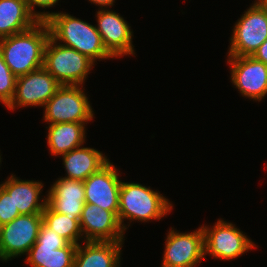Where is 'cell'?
<instances>
[{"label": "cell", "mask_w": 267, "mask_h": 267, "mask_svg": "<svg viewBox=\"0 0 267 267\" xmlns=\"http://www.w3.org/2000/svg\"><path fill=\"white\" fill-rule=\"evenodd\" d=\"M49 38L50 29L46 21H39L24 32L0 38V52L16 77L43 67Z\"/></svg>", "instance_id": "1"}, {"label": "cell", "mask_w": 267, "mask_h": 267, "mask_svg": "<svg viewBox=\"0 0 267 267\" xmlns=\"http://www.w3.org/2000/svg\"><path fill=\"white\" fill-rule=\"evenodd\" d=\"M46 22L56 42L74 48L94 62L115 59L104 47L96 26L66 12H51Z\"/></svg>", "instance_id": "2"}, {"label": "cell", "mask_w": 267, "mask_h": 267, "mask_svg": "<svg viewBox=\"0 0 267 267\" xmlns=\"http://www.w3.org/2000/svg\"><path fill=\"white\" fill-rule=\"evenodd\" d=\"M159 191L140 183L121 181L119 191L118 219L124 231L131 222H149L166 217L173 209V204ZM129 220V224H124Z\"/></svg>", "instance_id": "3"}, {"label": "cell", "mask_w": 267, "mask_h": 267, "mask_svg": "<svg viewBox=\"0 0 267 267\" xmlns=\"http://www.w3.org/2000/svg\"><path fill=\"white\" fill-rule=\"evenodd\" d=\"M96 64L74 48L56 42L51 36L44 50L43 67L60 85H83Z\"/></svg>", "instance_id": "4"}, {"label": "cell", "mask_w": 267, "mask_h": 267, "mask_svg": "<svg viewBox=\"0 0 267 267\" xmlns=\"http://www.w3.org/2000/svg\"><path fill=\"white\" fill-rule=\"evenodd\" d=\"M88 99L83 85H61L45 103L43 119L47 124L88 123L94 118Z\"/></svg>", "instance_id": "5"}, {"label": "cell", "mask_w": 267, "mask_h": 267, "mask_svg": "<svg viewBox=\"0 0 267 267\" xmlns=\"http://www.w3.org/2000/svg\"><path fill=\"white\" fill-rule=\"evenodd\" d=\"M204 232V256L220 260H234L258 246L232 222L221 218L213 226L201 225Z\"/></svg>", "instance_id": "6"}, {"label": "cell", "mask_w": 267, "mask_h": 267, "mask_svg": "<svg viewBox=\"0 0 267 267\" xmlns=\"http://www.w3.org/2000/svg\"><path fill=\"white\" fill-rule=\"evenodd\" d=\"M235 22L228 56H252L267 40V11L255 1Z\"/></svg>", "instance_id": "7"}, {"label": "cell", "mask_w": 267, "mask_h": 267, "mask_svg": "<svg viewBox=\"0 0 267 267\" xmlns=\"http://www.w3.org/2000/svg\"><path fill=\"white\" fill-rule=\"evenodd\" d=\"M42 214L19 215L11 222L0 227V261L27 255L37 241Z\"/></svg>", "instance_id": "8"}, {"label": "cell", "mask_w": 267, "mask_h": 267, "mask_svg": "<svg viewBox=\"0 0 267 267\" xmlns=\"http://www.w3.org/2000/svg\"><path fill=\"white\" fill-rule=\"evenodd\" d=\"M165 241L161 267H196L205 260L202 226L185 233L171 227Z\"/></svg>", "instance_id": "9"}, {"label": "cell", "mask_w": 267, "mask_h": 267, "mask_svg": "<svg viewBox=\"0 0 267 267\" xmlns=\"http://www.w3.org/2000/svg\"><path fill=\"white\" fill-rule=\"evenodd\" d=\"M230 79L240 95L262 101L267 95V65L252 56H227Z\"/></svg>", "instance_id": "10"}, {"label": "cell", "mask_w": 267, "mask_h": 267, "mask_svg": "<svg viewBox=\"0 0 267 267\" xmlns=\"http://www.w3.org/2000/svg\"><path fill=\"white\" fill-rule=\"evenodd\" d=\"M61 85L44 68L41 67L26 75L17 77L15 93L7 110L21 107H44Z\"/></svg>", "instance_id": "11"}, {"label": "cell", "mask_w": 267, "mask_h": 267, "mask_svg": "<svg viewBox=\"0 0 267 267\" xmlns=\"http://www.w3.org/2000/svg\"><path fill=\"white\" fill-rule=\"evenodd\" d=\"M96 12L97 25L95 26L107 51L118 59L127 55L135 57L132 41L134 35L130 24L123 16L111 9H99Z\"/></svg>", "instance_id": "12"}, {"label": "cell", "mask_w": 267, "mask_h": 267, "mask_svg": "<svg viewBox=\"0 0 267 267\" xmlns=\"http://www.w3.org/2000/svg\"><path fill=\"white\" fill-rule=\"evenodd\" d=\"M84 241L124 242V234L118 216L95 204H84L79 219Z\"/></svg>", "instance_id": "13"}, {"label": "cell", "mask_w": 267, "mask_h": 267, "mask_svg": "<svg viewBox=\"0 0 267 267\" xmlns=\"http://www.w3.org/2000/svg\"><path fill=\"white\" fill-rule=\"evenodd\" d=\"M111 160L84 182L85 203L95 204L118 216L121 178Z\"/></svg>", "instance_id": "14"}, {"label": "cell", "mask_w": 267, "mask_h": 267, "mask_svg": "<svg viewBox=\"0 0 267 267\" xmlns=\"http://www.w3.org/2000/svg\"><path fill=\"white\" fill-rule=\"evenodd\" d=\"M47 204L70 219H80L85 204L84 182L66 177L57 178L47 191Z\"/></svg>", "instance_id": "15"}, {"label": "cell", "mask_w": 267, "mask_h": 267, "mask_svg": "<svg viewBox=\"0 0 267 267\" xmlns=\"http://www.w3.org/2000/svg\"><path fill=\"white\" fill-rule=\"evenodd\" d=\"M11 174L1 186L12 196L20 215L41 214L47 206V195L42 197L44 184L39 180H22ZM42 197V198H40Z\"/></svg>", "instance_id": "16"}, {"label": "cell", "mask_w": 267, "mask_h": 267, "mask_svg": "<svg viewBox=\"0 0 267 267\" xmlns=\"http://www.w3.org/2000/svg\"><path fill=\"white\" fill-rule=\"evenodd\" d=\"M123 244L83 241L77 245L73 267H120Z\"/></svg>", "instance_id": "17"}, {"label": "cell", "mask_w": 267, "mask_h": 267, "mask_svg": "<svg viewBox=\"0 0 267 267\" xmlns=\"http://www.w3.org/2000/svg\"><path fill=\"white\" fill-rule=\"evenodd\" d=\"M61 158L67 173L64 177L81 181H85L110 161L101 151L84 147V144L83 147H77Z\"/></svg>", "instance_id": "18"}, {"label": "cell", "mask_w": 267, "mask_h": 267, "mask_svg": "<svg viewBox=\"0 0 267 267\" xmlns=\"http://www.w3.org/2000/svg\"><path fill=\"white\" fill-rule=\"evenodd\" d=\"M88 123H55L48 125L47 145L52 156H62L83 146L86 140Z\"/></svg>", "instance_id": "19"}, {"label": "cell", "mask_w": 267, "mask_h": 267, "mask_svg": "<svg viewBox=\"0 0 267 267\" xmlns=\"http://www.w3.org/2000/svg\"><path fill=\"white\" fill-rule=\"evenodd\" d=\"M38 22L27 0H0V38L24 32Z\"/></svg>", "instance_id": "20"}, {"label": "cell", "mask_w": 267, "mask_h": 267, "mask_svg": "<svg viewBox=\"0 0 267 267\" xmlns=\"http://www.w3.org/2000/svg\"><path fill=\"white\" fill-rule=\"evenodd\" d=\"M77 245L69 243L66 247H49L33 244L25 263L30 267H73Z\"/></svg>", "instance_id": "21"}, {"label": "cell", "mask_w": 267, "mask_h": 267, "mask_svg": "<svg viewBox=\"0 0 267 267\" xmlns=\"http://www.w3.org/2000/svg\"><path fill=\"white\" fill-rule=\"evenodd\" d=\"M41 214L43 223L69 243L79 245L84 241L78 219H70L66 214L58 213L48 204Z\"/></svg>", "instance_id": "22"}, {"label": "cell", "mask_w": 267, "mask_h": 267, "mask_svg": "<svg viewBox=\"0 0 267 267\" xmlns=\"http://www.w3.org/2000/svg\"><path fill=\"white\" fill-rule=\"evenodd\" d=\"M17 77L6 65L0 52V103L7 106L15 93Z\"/></svg>", "instance_id": "23"}, {"label": "cell", "mask_w": 267, "mask_h": 267, "mask_svg": "<svg viewBox=\"0 0 267 267\" xmlns=\"http://www.w3.org/2000/svg\"><path fill=\"white\" fill-rule=\"evenodd\" d=\"M20 215L15 208L12 196L0 185V227Z\"/></svg>", "instance_id": "24"}, {"label": "cell", "mask_w": 267, "mask_h": 267, "mask_svg": "<svg viewBox=\"0 0 267 267\" xmlns=\"http://www.w3.org/2000/svg\"><path fill=\"white\" fill-rule=\"evenodd\" d=\"M34 244H42V246L49 247H66L69 242L42 223L37 241Z\"/></svg>", "instance_id": "25"}, {"label": "cell", "mask_w": 267, "mask_h": 267, "mask_svg": "<svg viewBox=\"0 0 267 267\" xmlns=\"http://www.w3.org/2000/svg\"><path fill=\"white\" fill-rule=\"evenodd\" d=\"M60 0H27V5L30 12L39 20V21H46L50 17L49 11H35V7H40L42 9L54 7L55 4L58 3Z\"/></svg>", "instance_id": "26"}, {"label": "cell", "mask_w": 267, "mask_h": 267, "mask_svg": "<svg viewBox=\"0 0 267 267\" xmlns=\"http://www.w3.org/2000/svg\"><path fill=\"white\" fill-rule=\"evenodd\" d=\"M252 57L267 65V40L255 51Z\"/></svg>", "instance_id": "27"}, {"label": "cell", "mask_w": 267, "mask_h": 267, "mask_svg": "<svg viewBox=\"0 0 267 267\" xmlns=\"http://www.w3.org/2000/svg\"><path fill=\"white\" fill-rule=\"evenodd\" d=\"M91 4L99 6L100 9L113 7L115 0H88Z\"/></svg>", "instance_id": "28"}, {"label": "cell", "mask_w": 267, "mask_h": 267, "mask_svg": "<svg viewBox=\"0 0 267 267\" xmlns=\"http://www.w3.org/2000/svg\"><path fill=\"white\" fill-rule=\"evenodd\" d=\"M255 2L267 11V0H255Z\"/></svg>", "instance_id": "29"}, {"label": "cell", "mask_w": 267, "mask_h": 267, "mask_svg": "<svg viewBox=\"0 0 267 267\" xmlns=\"http://www.w3.org/2000/svg\"><path fill=\"white\" fill-rule=\"evenodd\" d=\"M1 154V153H0ZM2 155H0V165H1V162H2V158H1Z\"/></svg>", "instance_id": "30"}]
</instances>
